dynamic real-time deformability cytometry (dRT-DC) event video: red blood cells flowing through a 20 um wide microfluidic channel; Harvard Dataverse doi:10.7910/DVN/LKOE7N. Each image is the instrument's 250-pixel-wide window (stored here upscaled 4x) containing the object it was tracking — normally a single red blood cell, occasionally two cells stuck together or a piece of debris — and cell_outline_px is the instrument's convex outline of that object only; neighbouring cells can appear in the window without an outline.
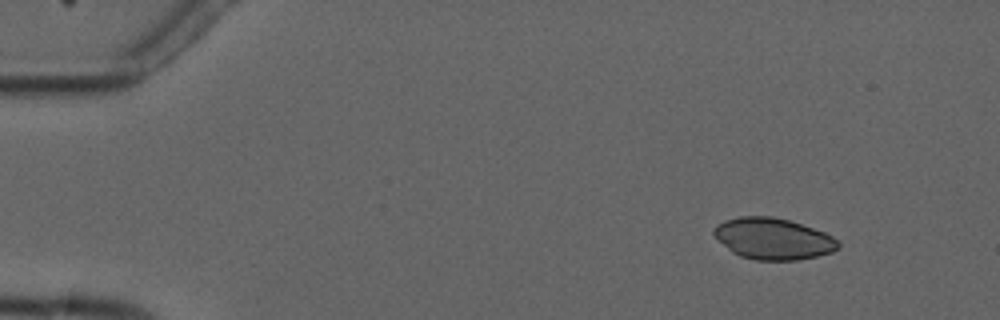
{"species": "common noctule bat (a hibernating species)", "species_latin": "Nyctalus noctula", "temperature_condition": "cold", "stored_images_in_passage": 6, "camera_frame_rate_fps": 3000, "um_per_image_px": 0.085, "animal": {"sex": "male", "forearm_length_mm": 52.5}, "frame": {"image": 1, "passage_image": 2, "time_ms": 1.0, "image_size_px": [1000, 320], "cell_outline_px": [[840, 248], [832, 252], [816, 256], [796, 260], [756, 260], [740, 256], [732, 252], [712, 232], [716, 224], [724, 220], [740, 216], [772, 216], [788, 220], [824, 232], [832, 236], [840, 244]], "centroid_in_image_um": [65.71, 20.29], "position_along_channel_um": 19.3, "area_um2": 29.77}}